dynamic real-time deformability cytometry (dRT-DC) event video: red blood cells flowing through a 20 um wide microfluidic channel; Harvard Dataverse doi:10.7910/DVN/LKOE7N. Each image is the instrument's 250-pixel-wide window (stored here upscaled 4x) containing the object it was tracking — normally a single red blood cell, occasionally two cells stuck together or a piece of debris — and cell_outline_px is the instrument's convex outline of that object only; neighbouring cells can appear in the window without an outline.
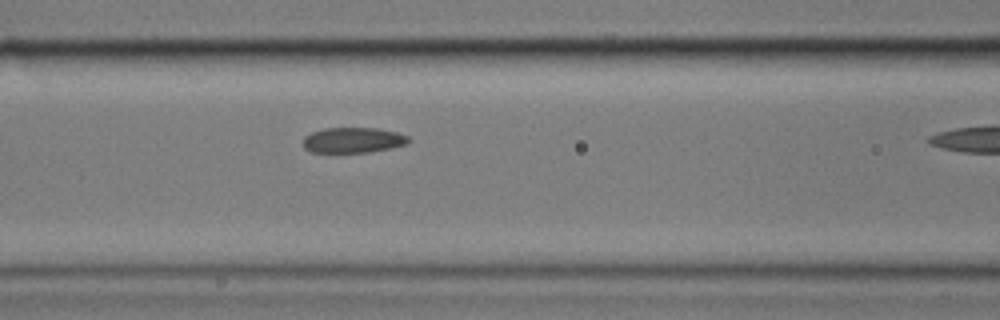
{"species": "common noctule bat (a hibernating species)", "species_latin": "Nyctalus noctula", "temperature_condition": "cold", "stored_images_in_passage": 7, "camera_frame_rate_fps": 3000, "um_per_image_px": 0.085, "animal": {"sex": "male", "body_mass_g": 17.9}, "frame": {"image": 1, "passage_image": 6, "time_ms": 1.667, "image_size_px": [1000, 320], "cell_outline_px": [[412, 140], [408, 144], [368, 152], [312, 152], [304, 148], [304, 136], [312, 132], [324, 128], [376, 128], [396, 132], [408, 136]], "centroid_in_image_um": [30.02, 11.9], "position_along_channel_um": 136.6, "area_um2": 15.55}}